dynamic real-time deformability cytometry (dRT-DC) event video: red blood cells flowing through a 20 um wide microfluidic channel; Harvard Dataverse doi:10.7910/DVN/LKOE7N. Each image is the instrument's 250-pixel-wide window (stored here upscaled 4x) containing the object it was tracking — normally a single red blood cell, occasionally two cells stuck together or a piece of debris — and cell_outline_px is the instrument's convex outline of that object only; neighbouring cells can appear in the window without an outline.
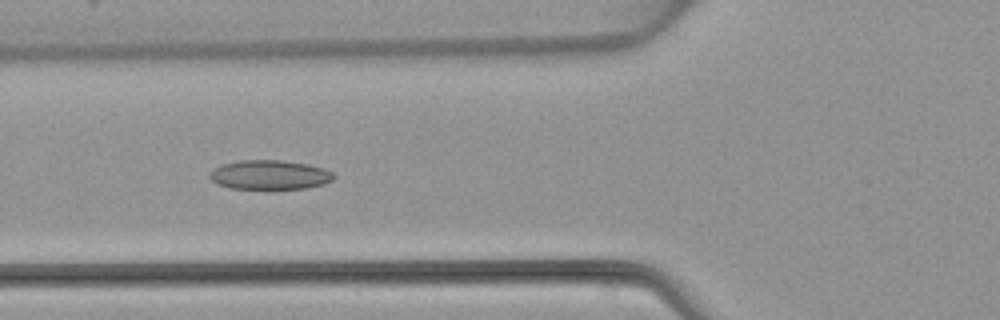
{"species": "common noctule bat (a hibernating species)", "species_latin": "Nyctalus noctula", "temperature_condition": "warm", "stored_images_in_passage": 7, "camera_frame_rate_fps": 3000, "um_per_image_px": 0.085, "animal": {"sex": "female", "body_mass_g": 22.7, "forearm_length_mm": 54.2}, "frame": {"image": 1, "passage_image": 6, "time_ms": 6.0, "image_size_px": [1000, 320], "cell_outline_px": [[336, 176], [332, 180], [324, 184], [308, 188], [232, 188], [220, 184], [212, 180], [208, 176], [208, 172], [220, 164], [240, 160], [280, 160], [308, 164], [324, 168], [332, 172]], "centroid_in_image_um": [22.93, 14.84], "position_along_channel_um": 102.9, "area_um2": 21.15}}
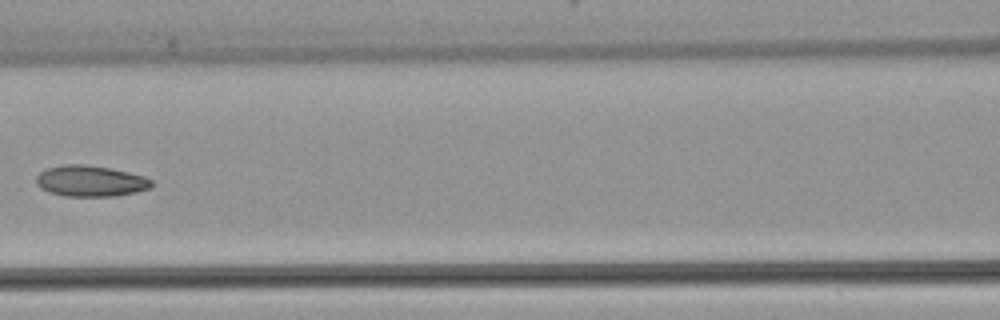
{"frame": {"image": 2, "passage_image": 7, "time_ms": 7.333, "image_size_px": [1000, 320], "cell_outline_px": [[152, 188], [136, 192], [116, 196], [64, 196], [48, 192], [40, 188], [36, 184], [36, 176], [40, 172], [48, 168], [64, 164], [84, 164], [112, 168], [144, 176], [152, 180]], "centroid_in_image_um": [7.69, 15.39], "position_along_channel_um": 158.9, "area_um2": 21.04}}